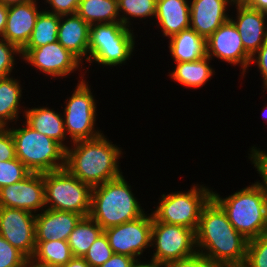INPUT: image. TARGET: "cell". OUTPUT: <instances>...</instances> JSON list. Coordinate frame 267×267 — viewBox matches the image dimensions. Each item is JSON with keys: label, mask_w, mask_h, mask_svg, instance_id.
<instances>
[{"label": "cell", "mask_w": 267, "mask_h": 267, "mask_svg": "<svg viewBox=\"0 0 267 267\" xmlns=\"http://www.w3.org/2000/svg\"><path fill=\"white\" fill-rule=\"evenodd\" d=\"M133 30L121 22L90 26L88 61L102 66H122L131 59L135 50Z\"/></svg>", "instance_id": "6"}, {"label": "cell", "mask_w": 267, "mask_h": 267, "mask_svg": "<svg viewBox=\"0 0 267 267\" xmlns=\"http://www.w3.org/2000/svg\"><path fill=\"white\" fill-rule=\"evenodd\" d=\"M0 207L17 208L38 214L45 207L43 174L30 173L23 180L0 189Z\"/></svg>", "instance_id": "15"}, {"label": "cell", "mask_w": 267, "mask_h": 267, "mask_svg": "<svg viewBox=\"0 0 267 267\" xmlns=\"http://www.w3.org/2000/svg\"><path fill=\"white\" fill-rule=\"evenodd\" d=\"M38 0L12 4L8 8V17L3 39L22 50L28 43L35 22L42 10L38 9Z\"/></svg>", "instance_id": "18"}, {"label": "cell", "mask_w": 267, "mask_h": 267, "mask_svg": "<svg viewBox=\"0 0 267 267\" xmlns=\"http://www.w3.org/2000/svg\"><path fill=\"white\" fill-rule=\"evenodd\" d=\"M90 25L77 13L60 15L58 42L81 63L88 61Z\"/></svg>", "instance_id": "20"}, {"label": "cell", "mask_w": 267, "mask_h": 267, "mask_svg": "<svg viewBox=\"0 0 267 267\" xmlns=\"http://www.w3.org/2000/svg\"><path fill=\"white\" fill-rule=\"evenodd\" d=\"M82 218V215L74 212L45 208L35 215L36 242L67 241Z\"/></svg>", "instance_id": "19"}, {"label": "cell", "mask_w": 267, "mask_h": 267, "mask_svg": "<svg viewBox=\"0 0 267 267\" xmlns=\"http://www.w3.org/2000/svg\"><path fill=\"white\" fill-rule=\"evenodd\" d=\"M103 231L102 227L90 216L83 217L67 240L73 257H84Z\"/></svg>", "instance_id": "27"}, {"label": "cell", "mask_w": 267, "mask_h": 267, "mask_svg": "<svg viewBox=\"0 0 267 267\" xmlns=\"http://www.w3.org/2000/svg\"><path fill=\"white\" fill-rule=\"evenodd\" d=\"M43 182L47 209L89 216L92 192L89 185L81 182L66 168L43 173Z\"/></svg>", "instance_id": "7"}, {"label": "cell", "mask_w": 267, "mask_h": 267, "mask_svg": "<svg viewBox=\"0 0 267 267\" xmlns=\"http://www.w3.org/2000/svg\"><path fill=\"white\" fill-rule=\"evenodd\" d=\"M0 235L27 258L33 257L36 249L35 214L0 207Z\"/></svg>", "instance_id": "13"}, {"label": "cell", "mask_w": 267, "mask_h": 267, "mask_svg": "<svg viewBox=\"0 0 267 267\" xmlns=\"http://www.w3.org/2000/svg\"><path fill=\"white\" fill-rule=\"evenodd\" d=\"M30 173L18 158L0 161V189L23 180Z\"/></svg>", "instance_id": "32"}, {"label": "cell", "mask_w": 267, "mask_h": 267, "mask_svg": "<svg viewBox=\"0 0 267 267\" xmlns=\"http://www.w3.org/2000/svg\"><path fill=\"white\" fill-rule=\"evenodd\" d=\"M234 3H243L245 0H232Z\"/></svg>", "instance_id": "49"}, {"label": "cell", "mask_w": 267, "mask_h": 267, "mask_svg": "<svg viewBox=\"0 0 267 267\" xmlns=\"http://www.w3.org/2000/svg\"><path fill=\"white\" fill-rule=\"evenodd\" d=\"M51 7L50 10L45 11L57 15L76 14L80 0H45Z\"/></svg>", "instance_id": "39"}, {"label": "cell", "mask_w": 267, "mask_h": 267, "mask_svg": "<svg viewBox=\"0 0 267 267\" xmlns=\"http://www.w3.org/2000/svg\"><path fill=\"white\" fill-rule=\"evenodd\" d=\"M24 267H58V266H53V265H50V264H45V263H42V262L37 261L33 257H28V258H26Z\"/></svg>", "instance_id": "46"}, {"label": "cell", "mask_w": 267, "mask_h": 267, "mask_svg": "<svg viewBox=\"0 0 267 267\" xmlns=\"http://www.w3.org/2000/svg\"><path fill=\"white\" fill-rule=\"evenodd\" d=\"M152 224V213H145L134 220L109 227L104 230V233L114 253L141 259L143 252L151 247Z\"/></svg>", "instance_id": "11"}, {"label": "cell", "mask_w": 267, "mask_h": 267, "mask_svg": "<svg viewBox=\"0 0 267 267\" xmlns=\"http://www.w3.org/2000/svg\"><path fill=\"white\" fill-rule=\"evenodd\" d=\"M164 265L154 261L153 259H150V262L144 263L140 259H136L131 267H163Z\"/></svg>", "instance_id": "45"}, {"label": "cell", "mask_w": 267, "mask_h": 267, "mask_svg": "<svg viewBox=\"0 0 267 267\" xmlns=\"http://www.w3.org/2000/svg\"><path fill=\"white\" fill-rule=\"evenodd\" d=\"M104 134L90 140L71 143L66 149L65 168L91 188L120 177L122 149L105 138Z\"/></svg>", "instance_id": "2"}, {"label": "cell", "mask_w": 267, "mask_h": 267, "mask_svg": "<svg viewBox=\"0 0 267 267\" xmlns=\"http://www.w3.org/2000/svg\"><path fill=\"white\" fill-rule=\"evenodd\" d=\"M72 96L67 98L63 111L66 134L71 143L80 140H90L99 137L103 133L96 124V100L93 96L89 83L80 77ZM83 78V79H82Z\"/></svg>", "instance_id": "9"}, {"label": "cell", "mask_w": 267, "mask_h": 267, "mask_svg": "<svg viewBox=\"0 0 267 267\" xmlns=\"http://www.w3.org/2000/svg\"><path fill=\"white\" fill-rule=\"evenodd\" d=\"M233 4L232 0H191L190 28L207 39L230 19L227 6Z\"/></svg>", "instance_id": "17"}, {"label": "cell", "mask_w": 267, "mask_h": 267, "mask_svg": "<svg viewBox=\"0 0 267 267\" xmlns=\"http://www.w3.org/2000/svg\"><path fill=\"white\" fill-rule=\"evenodd\" d=\"M113 254L114 252L110 247L108 237L103 231L83 258L90 267H100L109 260Z\"/></svg>", "instance_id": "33"}, {"label": "cell", "mask_w": 267, "mask_h": 267, "mask_svg": "<svg viewBox=\"0 0 267 267\" xmlns=\"http://www.w3.org/2000/svg\"><path fill=\"white\" fill-rule=\"evenodd\" d=\"M124 176L92 188L89 216L103 230L143 216L145 213Z\"/></svg>", "instance_id": "4"}, {"label": "cell", "mask_w": 267, "mask_h": 267, "mask_svg": "<svg viewBox=\"0 0 267 267\" xmlns=\"http://www.w3.org/2000/svg\"><path fill=\"white\" fill-rule=\"evenodd\" d=\"M212 199L226 213L229 222L247 240L267 232V189L264 181L222 198L212 190Z\"/></svg>", "instance_id": "3"}, {"label": "cell", "mask_w": 267, "mask_h": 267, "mask_svg": "<svg viewBox=\"0 0 267 267\" xmlns=\"http://www.w3.org/2000/svg\"><path fill=\"white\" fill-rule=\"evenodd\" d=\"M23 117H25V123L32 129L39 133L48 136L54 141L60 143L65 149H67V143L65 144V138L67 134L64 126L63 114H59L54 109L48 107H34L27 108L23 111Z\"/></svg>", "instance_id": "22"}, {"label": "cell", "mask_w": 267, "mask_h": 267, "mask_svg": "<svg viewBox=\"0 0 267 267\" xmlns=\"http://www.w3.org/2000/svg\"><path fill=\"white\" fill-rule=\"evenodd\" d=\"M243 3L251 8L267 12V0H245Z\"/></svg>", "instance_id": "43"}, {"label": "cell", "mask_w": 267, "mask_h": 267, "mask_svg": "<svg viewBox=\"0 0 267 267\" xmlns=\"http://www.w3.org/2000/svg\"><path fill=\"white\" fill-rule=\"evenodd\" d=\"M60 15L42 10L38 15L32 35L22 50H31L58 41Z\"/></svg>", "instance_id": "28"}, {"label": "cell", "mask_w": 267, "mask_h": 267, "mask_svg": "<svg viewBox=\"0 0 267 267\" xmlns=\"http://www.w3.org/2000/svg\"><path fill=\"white\" fill-rule=\"evenodd\" d=\"M8 8H9L8 5L0 3V38L3 37L6 28Z\"/></svg>", "instance_id": "42"}, {"label": "cell", "mask_w": 267, "mask_h": 267, "mask_svg": "<svg viewBox=\"0 0 267 267\" xmlns=\"http://www.w3.org/2000/svg\"><path fill=\"white\" fill-rule=\"evenodd\" d=\"M26 258L0 235V267H24Z\"/></svg>", "instance_id": "35"}, {"label": "cell", "mask_w": 267, "mask_h": 267, "mask_svg": "<svg viewBox=\"0 0 267 267\" xmlns=\"http://www.w3.org/2000/svg\"><path fill=\"white\" fill-rule=\"evenodd\" d=\"M14 55L22 57L21 50L6 39L0 38V78L11 76L15 69L14 65H16Z\"/></svg>", "instance_id": "34"}, {"label": "cell", "mask_w": 267, "mask_h": 267, "mask_svg": "<svg viewBox=\"0 0 267 267\" xmlns=\"http://www.w3.org/2000/svg\"><path fill=\"white\" fill-rule=\"evenodd\" d=\"M29 1H34V0H0V3H3L5 5H12V4H19V3H26Z\"/></svg>", "instance_id": "47"}, {"label": "cell", "mask_w": 267, "mask_h": 267, "mask_svg": "<svg viewBox=\"0 0 267 267\" xmlns=\"http://www.w3.org/2000/svg\"><path fill=\"white\" fill-rule=\"evenodd\" d=\"M168 45L174 63L197 61L206 56V39L191 28L172 36Z\"/></svg>", "instance_id": "23"}, {"label": "cell", "mask_w": 267, "mask_h": 267, "mask_svg": "<svg viewBox=\"0 0 267 267\" xmlns=\"http://www.w3.org/2000/svg\"><path fill=\"white\" fill-rule=\"evenodd\" d=\"M152 211L156 221L185 226L196 232L203 207L212 198V189L204 185H192L187 192L162 194Z\"/></svg>", "instance_id": "8"}, {"label": "cell", "mask_w": 267, "mask_h": 267, "mask_svg": "<svg viewBox=\"0 0 267 267\" xmlns=\"http://www.w3.org/2000/svg\"><path fill=\"white\" fill-rule=\"evenodd\" d=\"M236 18L230 17L238 29L244 49L253 56L267 39V12L234 3Z\"/></svg>", "instance_id": "16"}, {"label": "cell", "mask_w": 267, "mask_h": 267, "mask_svg": "<svg viewBox=\"0 0 267 267\" xmlns=\"http://www.w3.org/2000/svg\"><path fill=\"white\" fill-rule=\"evenodd\" d=\"M15 144L8 128L0 127V161L15 159Z\"/></svg>", "instance_id": "36"}, {"label": "cell", "mask_w": 267, "mask_h": 267, "mask_svg": "<svg viewBox=\"0 0 267 267\" xmlns=\"http://www.w3.org/2000/svg\"><path fill=\"white\" fill-rule=\"evenodd\" d=\"M24 126V127H23ZM14 140L16 157L31 173H47L65 168L66 149L58 142L32 129L7 127Z\"/></svg>", "instance_id": "5"}, {"label": "cell", "mask_w": 267, "mask_h": 267, "mask_svg": "<svg viewBox=\"0 0 267 267\" xmlns=\"http://www.w3.org/2000/svg\"><path fill=\"white\" fill-rule=\"evenodd\" d=\"M21 55L20 59L25 63L53 78L70 76V73L80 70L79 66L83 65L58 41L31 50H21Z\"/></svg>", "instance_id": "14"}, {"label": "cell", "mask_w": 267, "mask_h": 267, "mask_svg": "<svg viewBox=\"0 0 267 267\" xmlns=\"http://www.w3.org/2000/svg\"><path fill=\"white\" fill-rule=\"evenodd\" d=\"M157 0H118V11L120 15V22L131 28L130 17L134 18H153L156 14ZM121 13H124L121 15Z\"/></svg>", "instance_id": "30"}, {"label": "cell", "mask_w": 267, "mask_h": 267, "mask_svg": "<svg viewBox=\"0 0 267 267\" xmlns=\"http://www.w3.org/2000/svg\"><path fill=\"white\" fill-rule=\"evenodd\" d=\"M242 267H267V232L248 240L246 259Z\"/></svg>", "instance_id": "31"}, {"label": "cell", "mask_w": 267, "mask_h": 267, "mask_svg": "<svg viewBox=\"0 0 267 267\" xmlns=\"http://www.w3.org/2000/svg\"><path fill=\"white\" fill-rule=\"evenodd\" d=\"M250 149L248 158L251 160L255 169H257V173L261 177V180L264 181L267 189V153L255 147V145Z\"/></svg>", "instance_id": "38"}, {"label": "cell", "mask_w": 267, "mask_h": 267, "mask_svg": "<svg viewBox=\"0 0 267 267\" xmlns=\"http://www.w3.org/2000/svg\"><path fill=\"white\" fill-rule=\"evenodd\" d=\"M206 55L240 66L242 77L250 67L251 55L244 49L238 29L231 19L223 23L206 39Z\"/></svg>", "instance_id": "12"}, {"label": "cell", "mask_w": 267, "mask_h": 267, "mask_svg": "<svg viewBox=\"0 0 267 267\" xmlns=\"http://www.w3.org/2000/svg\"><path fill=\"white\" fill-rule=\"evenodd\" d=\"M168 267H220L211 263L200 252H195L193 255L172 261L167 264Z\"/></svg>", "instance_id": "37"}, {"label": "cell", "mask_w": 267, "mask_h": 267, "mask_svg": "<svg viewBox=\"0 0 267 267\" xmlns=\"http://www.w3.org/2000/svg\"><path fill=\"white\" fill-rule=\"evenodd\" d=\"M151 247L155 248L151 259L167 265L196 252L195 232L185 226L167 224L153 218Z\"/></svg>", "instance_id": "10"}, {"label": "cell", "mask_w": 267, "mask_h": 267, "mask_svg": "<svg viewBox=\"0 0 267 267\" xmlns=\"http://www.w3.org/2000/svg\"><path fill=\"white\" fill-rule=\"evenodd\" d=\"M262 115H263L262 117L264 118V120L267 123V120H266L267 119V105H265Z\"/></svg>", "instance_id": "48"}, {"label": "cell", "mask_w": 267, "mask_h": 267, "mask_svg": "<svg viewBox=\"0 0 267 267\" xmlns=\"http://www.w3.org/2000/svg\"><path fill=\"white\" fill-rule=\"evenodd\" d=\"M195 244L197 252L220 267H242L245 263L248 240L212 198L201 211Z\"/></svg>", "instance_id": "1"}, {"label": "cell", "mask_w": 267, "mask_h": 267, "mask_svg": "<svg viewBox=\"0 0 267 267\" xmlns=\"http://www.w3.org/2000/svg\"><path fill=\"white\" fill-rule=\"evenodd\" d=\"M155 19L163 37L170 39L190 28V0H157Z\"/></svg>", "instance_id": "21"}, {"label": "cell", "mask_w": 267, "mask_h": 267, "mask_svg": "<svg viewBox=\"0 0 267 267\" xmlns=\"http://www.w3.org/2000/svg\"><path fill=\"white\" fill-rule=\"evenodd\" d=\"M256 64L263 79V89L267 90V39L263 45L251 57L250 65Z\"/></svg>", "instance_id": "40"}, {"label": "cell", "mask_w": 267, "mask_h": 267, "mask_svg": "<svg viewBox=\"0 0 267 267\" xmlns=\"http://www.w3.org/2000/svg\"><path fill=\"white\" fill-rule=\"evenodd\" d=\"M33 258L45 264L61 267L73 258V254L67 241L36 242Z\"/></svg>", "instance_id": "29"}, {"label": "cell", "mask_w": 267, "mask_h": 267, "mask_svg": "<svg viewBox=\"0 0 267 267\" xmlns=\"http://www.w3.org/2000/svg\"><path fill=\"white\" fill-rule=\"evenodd\" d=\"M61 267H90L83 257H73L66 265Z\"/></svg>", "instance_id": "44"}, {"label": "cell", "mask_w": 267, "mask_h": 267, "mask_svg": "<svg viewBox=\"0 0 267 267\" xmlns=\"http://www.w3.org/2000/svg\"><path fill=\"white\" fill-rule=\"evenodd\" d=\"M77 14L90 26L120 22L118 0H80Z\"/></svg>", "instance_id": "26"}, {"label": "cell", "mask_w": 267, "mask_h": 267, "mask_svg": "<svg viewBox=\"0 0 267 267\" xmlns=\"http://www.w3.org/2000/svg\"><path fill=\"white\" fill-rule=\"evenodd\" d=\"M22 89L19 80L13 76L0 78V127L7 128L12 122L16 125L20 117Z\"/></svg>", "instance_id": "25"}, {"label": "cell", "mask_w": 267, "mask_h": 267, "mask_svg": "<svg viewBox=\"0 0 267 267\" xmlns=\"http://www.w3.org/2000/svg\"><path fill=\"white\" fill-rule=\"evenodd\" d=\"M210 58L206 55L197 61L178 62L174 70L169 73V77L188 88H200L210 81L215 75V70L211 67Z\"/></svg>", "instance_id": "24"}, {"label": "cell", "mask_w": 267, "mask_h": 267, "mask_svg": "<svg viewBox=\"0 0 267 267\" xmlns=\"http://www.w3.org/2000/svg\"><path fill=\"white\" fill-rule=\"evenodd\" d=\"M135 260V258L127 255L114 253L112 257L100 267H131Z\"/></svg>", "instance_id": "41"}]
</instances>
